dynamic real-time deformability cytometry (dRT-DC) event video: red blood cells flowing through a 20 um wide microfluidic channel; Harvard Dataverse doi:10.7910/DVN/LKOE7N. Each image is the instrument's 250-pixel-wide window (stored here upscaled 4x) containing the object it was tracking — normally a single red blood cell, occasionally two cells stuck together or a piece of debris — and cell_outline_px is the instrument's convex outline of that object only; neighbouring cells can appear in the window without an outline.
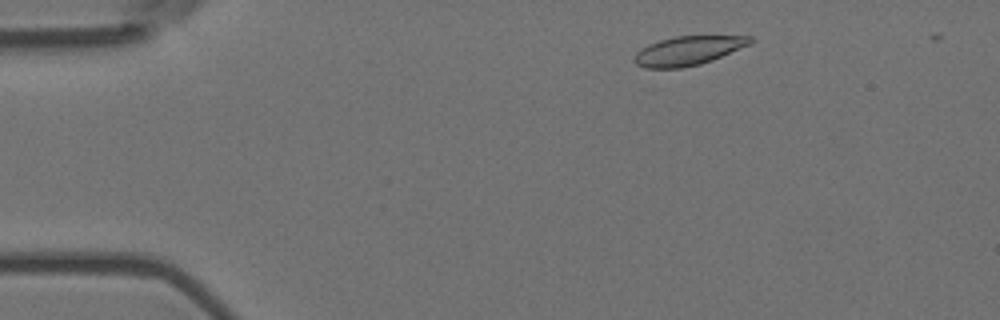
{"species": "Egyptian fruit bat (a non-hibernating species)", "species_latin": "Rousettus aegyptiacus", "temperature_condition": "room temperature", "stored_images_in_passage": 5, "camera_frame_rate_fps": 3000, "um_per_image_px": 0.085, "animal": {"sex": "female"}, "frame": {"image": 1, "passage_image": 2, "time_ms": 0.333, "image_size_px": [1000, 320], "cell_outline_px": [[756, 40], [748, 44], [712, 60], [700, 64], [680, 68], [644, 68], [636, 64], [632, 60], [636, 52], [640, 48], [648, 44], [660, 40], [676, 36], [752, 36]], "centroid_in_image_um": [58.43, 4.31], "position_along_channel_um": 26.6, "area_um2": 19.54}}